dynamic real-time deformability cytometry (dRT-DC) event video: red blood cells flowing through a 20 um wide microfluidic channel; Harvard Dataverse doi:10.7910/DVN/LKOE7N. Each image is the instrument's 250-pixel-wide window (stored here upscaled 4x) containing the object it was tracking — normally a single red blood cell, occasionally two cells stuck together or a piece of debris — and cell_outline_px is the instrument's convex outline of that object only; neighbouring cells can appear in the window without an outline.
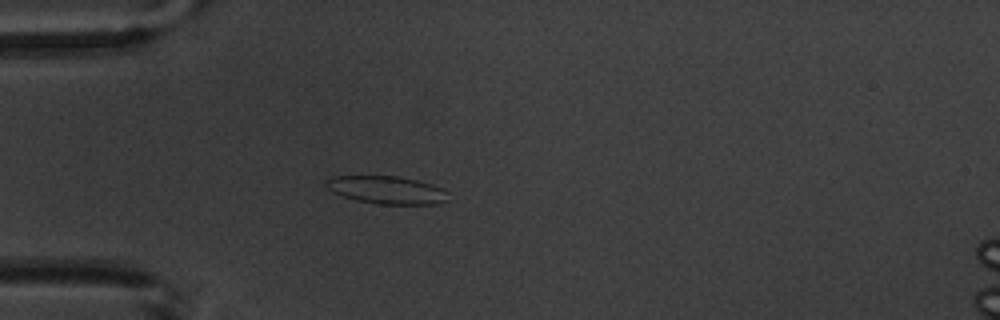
{"species": "common noctule bat (a hibernating species)", "species_latin": "Nyctalus noctula", "temperature_condition": "warm", "stored_images_in_passage": 3, "camera_frame_rate_fps": 3000, "um_per_image_px": 0.085, "animal": {"sex": "male", "body_mass_g": 20.1, "forearm_length_mm": 53.5}, "frame": {"image": 1, "passage_image": 3, "time_ms": 3.0, "image_size_px": [1000, 320], "cell_outline_px": [[448, 200], [436, 204], [376, 204], [356, 200], [332, 192], [328, 188], [324, 180], [332, 176], [396, 176], [416, 180], [440, 188], [448, 192]], "centroid_in_image_um": [32.84, 16.15], "position_along_channel_um": 52.2, "area_um2": 19.65}}